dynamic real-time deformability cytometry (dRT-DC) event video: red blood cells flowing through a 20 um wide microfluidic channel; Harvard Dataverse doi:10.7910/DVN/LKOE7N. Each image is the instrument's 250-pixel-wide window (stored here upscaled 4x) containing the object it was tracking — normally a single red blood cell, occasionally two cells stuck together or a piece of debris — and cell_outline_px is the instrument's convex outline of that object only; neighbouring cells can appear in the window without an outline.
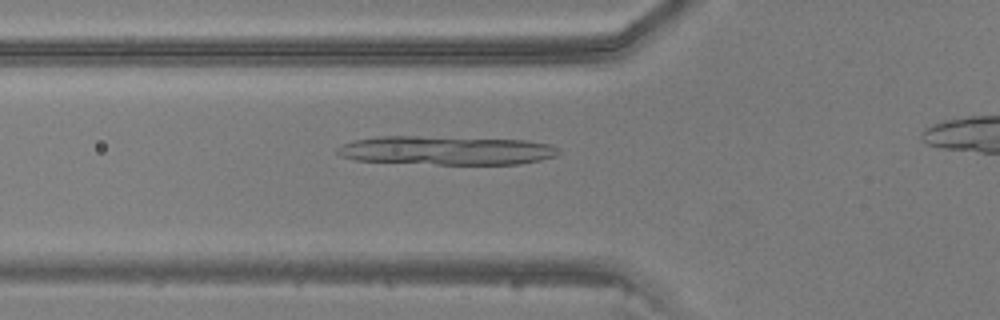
{"species": "common noctule bat (a hibernating species)", "species_latin": "Nyctalus noctula", "temperature_condition": "warm", "stored_images_in_passage": 37, "camera_frame_rate_fps": 3000, "um_per_image_px": 0.085, "animal": {"sex": "male", "body_mass_g": 20.5, "forearm_length_mm": 52.5}, "frame": {"image": 1, "passage_image": 12, "time_ms": 3.667, "image_size_px": [1000, 320], "cell_outline_px": [[560, 152], [556, 156], [540, 160], [520, 164], [436, 164], [356, 160], [344, 156], [336, 152], [336, 148], [344, 144], [356, 140], [380, 136], [416, 136], [528, 140], [548, 144], [560, 148]], "centroid_in_image_um": [38.0, 12.78], "position_along_channel_um": 87.8, "area_um2": 36.99}}
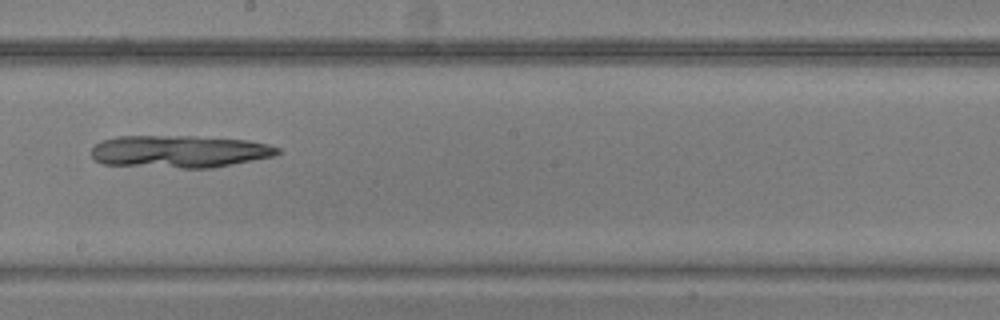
{"frame": {"image": 2, "passage_image": 22, "time_ms": 7.0, "image_size_px": [1000, 320], "cell_outline_px": [[280, 152], [276, 156], [212, 168], [180, 168], [104, 164], [96, 160], [92, 156], [92, 148], [100, 140], [116, 136], [192, 136], [248, 140], [268, 144], [280, 148]], "centroid_in_image_um": [15.27, 12.87], "position_along_channel_um": 232.9, "area_um2": 35.32}}
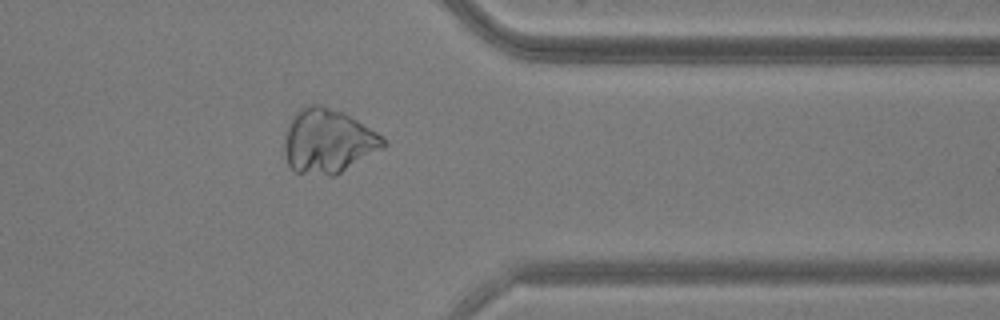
{"frame": {"image": 3, "passage_image": 33, "time_ms": 10.667, "image_size_px": [1000, 320], "cell_outline_px": [[388, 144], [384, 148], [340, 172], [332, 176], [328, 176], [296, 172], [288, 164], [284, 156], [284, 140], [288, 124], [292, 116], [300, 108], [308, 104], [320, 104], [344, 112], [384, 136]], "centroid_in_image_um": [27.88, 11.98], "position_along_channel_um": 383.5, "area_um2": 37.28}}